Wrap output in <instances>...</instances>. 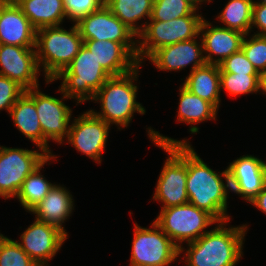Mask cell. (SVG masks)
<instances>
[{
    "label": "cell",
    "instance_id": "obj_1",
    "mask_svg": "<svg viewBox=\"0 0 266 266\" xmlns=\"http://www.w3.org/2000/svg\"><path fill=\"white\" fill-rule=\"evenodd\" d=\"M146 131L147 137L154 144L187 143L186 191L188 202L207 211L218 222L231 220L232 217L227 211L231 192L227 168L222 172L214 171L200 158L188 139L177 140L165 136L151 126Z\"/></svg>",
    "mask_w": 266,
    "mask_h": 266
},
{
    "label": "cell",
    "instance_id": "obj_2",
    "mask_svg": "<svg viewBox=\"0 0 266 266\" xmlns=\"http://www.w3.org/2000/svg\"><path fill=\"white\" fill-rule=\"evenodd\" d=\"M217 222L211 230L179 249L184 266H236L243 258L248 224ZM229 223V224H228ZM228 226V227H227ZM183 254V256H181Z\"/></svg>",
    "mask_w": 266,
    "mask_h": 266
},
{
    "label": "cell",
    "instance_id": "obj_3",
    "mask_svg": "<svg viewBox=\"0 0 266 266\" xmlns=\"http://www.w3.org/2000/svg\"><path fill=\"white\" fill-rule=\"evenodd\" d=\"M142 66L140 64L128 74L108 78L91 100L99 103L101 110H89L109 125H115L118 130L129 126L134 113L145 115V107L136 101L139 89L136 83Z\"/></svg>",
    "mask_w": 266,
    "mask_h": 266
},
{
    "label": "cell",
    "instance_id": "obj_4",
    "mask_svg": "<svg viewBox=\"0 0 266 266\" xmlns=\"http://www.w3.org/2000/svg\"><path fill=\"white\" fill-rule=\"evenodd\" d=\"M71 24L68 30L61 25L36 30V57L46 85L54 82L52 79L72 62L84 45L76 24Z\"/></svg>",
    "mask_w": 266,
    "mask_h": 266
},
{
    "label": "cell",
    "instance_id": "obj_5",
    "mask_svg": "<svg viewBox=\"0 0 266 266\" xmlns=\"http://www.w3.org/2000/svg\"><path fill=\"white\" fill-rule=\"evenodd\" d=\"M111 76L103 69L93 53L83 45L72 62L52 80H61L62 92L77 104L90 103L95 93Z\"/></svg>",
    "mask_w": 266,
    "mask_h": 266
},
{
    "label": "cell",
    "instance_id": "obj_6",
    "mask_svg": "<svg viewBox=\"0 0 266 266\" xmlns=\"http://www.w3.org/2000/svg\"><path fill=\"white\" fill-rule=\"evenodd\" d=\"M203 18L202 13H191L169 21L148 20L144 30L137 36L139 64L143 65L155 50L163 46L198 37Z\"/></svg>",
    "mask_w": 266,
    "mask_h": 266
},
{
    "label": "cell",
    "instance_id": "obj_7",
    "mask_svg": "<svg viewBox=\"0 0 266 266\" xmlns=\"http://www.w3.org/2000/svg\"><path fill=\"white\" fill-rule=\"evenodd\" d=\"M167 153L159 174L153 200L161 202V209L188 203L187 143L155 144Z\"/></svg>",
    "mask_w": 266,
    "mask_h": 266
},
{
    "label": "cell",
    "instance_id": "obj_8",
    "mask_svg": "<svg viewBox=\"0 0 266 266\" xmlns=\"http://www.w3.org/2000/svg\"><path fill=\"white\" fill-rule=\"evenodd\" d=\"M154 222L180 249L184 243L188 244L200 238L218 221L207 211L188 202L160 209Z\"/></svg>",
    "mask_w": 266,
    "mask_h": 266
},
{
    "label": "cell",
    "instance_id": "obj_9",
    "mask_svg": "<svg viewBox=\"0 0 266 266\" xmlns=\"http://www.w3.org/2000/svg\"><path fill=\"white\" fill-rule=\"evenodd\" d=\"M62 97H54L43 93L40 86L25 90V93L34 101L38 119L43 132V150L50 156L55 155L50 148V141L63 144L68 137L69 126L73 114L72 108L64 102L68 98L61 90L56 91ZM50 95V96H49Z\"/></svg>",
    "mask_w": 266,
    "mask_h": 266
},
{
    "label": "cell",
    "instance_id": "obj_10",
    "mask_svg": "<svg viewBox=\"0 0 266 266\" xmlns=\"http://www.w3.org/2000/svg\"><path fill=\"white\" fill-rule=\"evenodd\" d=\"M129 266H169L179 259V248L154 222L142 227L135 222Z\"/></svg>",
    "mask_w": 266,
    "mask_h": 266
},
{
    "label": "cell",
    "instance_id": "obj_11",
    "mask_svg": "<svg viewBox=\"0 0 266 266\" xmlns=\"http://www.w3.org/2000/svg\"><path fill=\"white\" fill-rule=\"evenodd\" d=\"M37 149L11 148L0 145V198H15L23 181L50 155Z\"/></svg>",
    "mask_w": 266,
    "mask_h": 266
},
{
    "label": "cell",
    "instance_id": "obj_12",
    "mask_svg": "<svg viewBox=\"0 0 266 266\" xmlns=\"http://www.w3.org/2000/svg\"><path fill=\"white\" fill-rule=\"evenodd\" d=\"M66 142L97 164L102 162L111 126L89 109L72 118Z\"/></svg>",
    "mask_w": 266,
    "mask_h": 266
},
{
    "label": "cell",
    "instance_id": "obj_13",
    "mask_svg": "<svg viewBox=\"0 0 266 266\" xmlns=\"http://www.w3.org/2000/svg\"><path fill=\"white\" fill-rule=\"evenodd\" d=\"M67 239L57 227L34 219L16 242L38 266H49Z\"/></svg>",
    "mask_w": 266,
    "mask_h": 266
},
{
    "label": "cell",
    "instance_id": "obj_14",
    "mask_svg": "<svg viewBox=\"0 0 266 266\" xmlns=\"http://www.w3.org/2000/svg\"><path fill=\"white\" fill-rule=\"evenodd\" d=\"M0 75L16 81L25 90L40 86L35 47L0 44Z\"/></svg>",
    "mask_w": 266,
    "mask_h": 266
},
{
    "label": "cell",
    "instance_id": "obj_15",
    "mask_svg": "<svg viewBox=\"0 0 266 266\" xmlns=\"http://www.w3.org/2000/svg\"><path fill=\"white\" fill-rule=\"evenodd\" d=\"M230 190L246 203L252 201L266 185V163L254 155H243L227 166Z\"/></svg>",
    "mask_w": 266,
    "mask_h": 266
},
{
    "label": "cell",
    "instance_id": "obj_16",
    "mask_svg": "<svg viewBox=\"0 0 266 266\" xmlns=\"http://www.w3.org/2000/svg\"><path fill=\"white\" fill-rule=\"evenodd\" d=\"M200 39V40H199ZM156 70L180 72L190 65V71L206 64L201 36L163 46L148 58Z\"/></svg>",
    "mask_w": 266,
    "mask_h": 266
},
{
    "label": "cell",
    "instance_id": "obj_17",
    "mask_svg": "<svg viewBox=\"0 0 266 266\" xmlns=\"http://www.w3.org/2000/svg\"><path fill=\"white\" fill-rule=\"evenodd\" d=\"M75 24L83 40L137 43V35L116 17L105 4L99 10L80 18Z\"/></svg>",
    "mask_w": 266,
    "mask_h": 266
},
{
    "label": "cell",
    "instance_id": "obj_18",
    "mask_svg": "<svg viewBox=\"0 0 266 266\" xmlns=\"http://www.w3.org/2000/svg\"><path fill=\"white\" fill-rule=\"evenodd\" d=\"M83 41L110 76L128 74L140 65L137 60V43H119L110 40Z\"/></svg>",
    "mask_w": 266,
    "mask_h": 266
},
{
    "label": "cell",
    "instance_id": "obj_19",
    "mask_svg": "<svg viewBox=\"0 0 266 266\" xmlns=\"http://www.w3.org/2000/svg\"><path fill=\"white\" fill-rule=\"evenodd\" d=\"M213 24L204 17L200 36L206 63L219 65L227 57L241 50L245 34Z\"/></svg>",
    "mask_w": 266,
    "mask_h": 266
},
{
    "label": "cell",
    "instance_id": "obj_20",
    "mask_svg": "<svg viewBox=\"0 0 266 266\" xmlns=\"http://www.w3.org/2000/svg\"><path fill=\"white\" fill-rule=\"evenodd\" d=\"M0 44L35 47L36 29L20 6L0 0Z\"/></svg>",
    "mask_w": 266,
    "mask_h": 266
},
{
    "label": "cell",
    "instance_id": "obj_21",
    "mask_svg": "<svg viewBox=\"0 0 266 266\" xmlns=\"http://www.w3.org/2000/svg\"><path fill=\"white\" fill-rule=\"evenodd\" d=\"M74 201L66 186L55 183L43 200L29 213L34 214L36 220L57 227L69 237L64 224L74 212Z\"/></svg>",
    "mask_w": 266,
    "mask_h": 266
},
{
    "label": "cell",
    "instance_id": "obj_22",
    "mask_svg": "<svg viewBox=\"0 0 266 266\" xmlns=\"http://www.w3.org/2000/svg\"><path fill=\"white\" fill-rule=\"evenodd\" d=\"M179 102L177 110V122L189 125L190 134L199 132V123L216 121L218 110L208 101L191 93L183 85L179 87ZM196 124V125H194Z\"/></svg>",
    "mask_w": 266,
    "mask_h": 266
},
{
    "label": "cell",
    "instance_id": "obj_23",
    "mask_svg": "<svg viewBox=\"0 0 266 266\" xmlns=\"http://www.w3.org/2000/svg\"><path fill=\"white\" fill-rule=\"evenodd\" d=\"M191 93L210 102L217 110L221 104L220 67L206 63L189 72L181 83Z\"/></svg>",
    "mask_w": 266,
    "mask_h": 266
},
{
    "label": "cell",
    "instance_id": "obj_24",
    "mask_svg": "<svg viewBox=\"0 0 266 266\" xmlns=\"http://www.w3.org/2000/svg\"><path fill=\"white\" fill-rule=\"evenodd\" d=\"M14 126L36 147L43 149V132L34 101L24 92L9 112Z\"/></svg>",
    "mask_w": 266,
    "mask_h": 266
},
{
    "label": "cell",
    "instance_id": "obj_25",
    "mask_svg": "<svg viewBox=\"0 0 266 266\" xmlns=\"http://www.w3.org/2000/svg\"><path fill=\"white\" fill-rule=\"evenodd\" d=\"M18 5L36 30L60 26L67 19L63 0H22Z\"/></svg>",
    "mask_w": 266,
    "mask_h": 266
},
{
    "label": "cell",
    "instance_id": "obj_26",
    "mask_svg": "<svg viewBox=\"0 0 266 266\" xmlns=\"http://www.w3.org/2000/svg\"><path fill=\"white\" fill-rule=\"evenodd\" d=\"M153 3L154 0H105L104 2L105 6L137 36L144 30L151 17Z\"/></svg>",
    "mask_w": 266,
    "mask_h": 266
},
{
    "label": "cell",
    "instance_id": "obj_27",
    "mask_svg": "<svg viewBox=\"0 0 266 266\" xmlns=\"http://www.w3.org/2000/svg\"><path fill=\"white\" fill-rule=\"evenodd\" d=\"M58 157L59 156L56 155L49 156L23 181L15 198H17L18 202H20L22 208H24L26 212L29 213L39 202H41L54 186L55 182H49L46 177L42 175L41 170L46 164L50 165L54 160L57 162L56 159Z\"/></svg>",
    "mask_w": 266,
    "mask_h": 266
},
{
    "label": "cell",
    "instance_id": "obj_28",
    "mask_svg": "<svg viewBox=\"0 0 266 266\" xmlns=\"http://www.w3.org/2000/svg\"><path fill=\"white\" fill-rule=\"evenodd\" d=\"M255 0H228L225 7L217 13L220 26L241 32L245 35L251 33L253 3Z\"/></svg>",
    "mask_w": 266,
    "mask_h": 266
},
{
    "label": "cell",
    "instance_id": "obj_29",
    "mask_svg": "<svg viewBox=\"0 0 266 266\" xmlns=\"http://www.w3.org/2000/svg\"><path fill=\"white\" fill-rule=\"evenodd\" d=\"M260 74H237L220 72V91H226L230 97L259 93Z\"/></svg>",
    "mask_w": 266,
    "mask_h": 266
},
{
    "label": "cell",
    "instance_id": "obj_30",
    "mask_svg": "<svg viewBox=\"0 0 266 266\" xmlns=\"http://www.w3.org/2000/svg\"><path fill=\"white\" fill-rule=\"evenodd\" d=\"M199 12L189 0H154L149 20L169 21Z\"/></svg>",
    "mask_w": 266,
    "mask_h": 266
},
{
    "label": "cell",
    "instance_id": "obj_31",
    "mask_svg": "<svg viewBox=\"0 0 266 266\" xmlns=\"http://www.w3.org/2000/svg\"><path fill=\"white\" fill-rule=\"evenodd\" d=\"M0 266H38L16 240L0 233Z\"/></svg>",
    "mask_w": 266,
    "mask_h": 266
},
{
    "label": "cell",
    "instance_id": "obj_32",
    "mask_svg": "<svg viewBox=\"0 0 266 266\" xmlns=\"http://www.w3.org/2000/svg\"><path fill=\"white\" fill-rule=\"evenodd\" d=\"M241 50L259 74L266 70V36L245 35Z\"/></svg>",
    "mask_w": 266,
    "mask_h": 266
},
{
    "label": "cell",
    "instance_id": "obj_33",
    "mask_svg": "<svg viewBox=\"0 0 266 266\" xmlns=\"http://www.w3.org/2000/svg\"><path fill=\"white\" fill-rule=\"evenodd\" d=\"M67 20L76 23L80 18L99 10L105 0H63Z\"/></svg>",
    "mask_w": 266,
    "mask_h": 266
},
{
    "label": "cell",
    "instance_id": "obj_34",
    "mask_svg": "<svg viewBox=\"0 0 266 266\" xmlns=\"http://www.w3.org/2000/svg\"><path fill=\"white\" fill-rule=\"evenodd\" d=\"M25 89L16 81L0 75V111L8 114L15 102L23 95Z\"/></svg>",
    "mask_w": 266,
    "mask_h": 266
},
{
    "label": "cell",
    "instance_id": "obj_35",
    "mask_svg": "<svg viewBox=\"0 0 266 266\" xmlns=\"http://www.w3.org/2000/svg\"><path fill=\"white\" fill-rule=\"evenodd\" d=\"M220 72L259 74L242 50L233 53L219 64Z\"/></svg>",
    "mask_w": 266,
    "mask_h": 266
},
{
    "label": "cell",
    "instance_id": "obj_36",
    "mask_svg": "<svg viewBox=\"0 0 266 266\" xmlns=\"http://www.w3.org/2000/svg\"><path fill=\"white\" fill-rule=\"evenodd\" d=\"M255 28L258 31L254 32ZM251 32H254V35L266 36V4L254 1Z\"/></svg>",
    "mask_w": 266,
    "mask_h": 266
},
{
    "label": "cell",
    "instance_id": "obj_37",
    "mask_svg": "<svg viewBox=\"0 0 266 266\" xmlns=\"http://www.w3.org/2000/svg\"><path fill=\"white\" fill-rule=\"evenodd\" d=\"M249 204L266 214V185Z\"/></svg>",
    "mask_w": 266,
    "mask_h": 266
},
{
    "label": "cell",
    "instance_id": "obj_38",
    "mask_svg": "<svg viewBox=\"0 0 266 266\" xmlns=\"http://www.w3.org/2000/svg\"><path fill=\"white\" fill-rule=\"evenodd\" d=\"M259 94L266 95V70L259 75Z\"/></svg>",
    "mask_w": 266,
    "mask_h": 266
},
{
    "label": "cell",
    "instance_id": "obj_39",
    "mask_svg": "<svg viewBox=\"0 0 266 266\" xmlns=\"http://www.w3.org/2000/svg\"><path fill=\"white\" fill-rule=\"evenodd\" d=\"M189 1H191L198 9L201 8V6L203 5V3H205V4L207 2H208V4L210 3L209 0H189Z\"/></svg>",
    "mask_w": 266,
    "mask_h": 266
},
{
    "label": "cell",
    "instance_id": "obj_40",
    "mask_svg": "<svg viewBox=\"0 0 266 266\" xmlns=\"http://www.w3.org/2000/svg\"><path fill=\"white\" fill-rule=\"evenodd\" d=\"M10 1H12V2H14L16 4H19L22 0H10Z\"/></svg>",
    "mask_w": 266,
    "mask_h": 266
},
{
    "label": "cell",
    "instance_id": "obj_41",
    "mask_svg": "<svg viewBox=\"0 0 266 266\" xmlns=\"http://www.w3.org/2000/svg\"><path fill=\"white\" fill-rule=\"evenodd\" d=\"M256 2L266 4V0H256Z\"/></svg>",
    "mask_w": 266,
    "mask_h": 266
}]
</instances>
